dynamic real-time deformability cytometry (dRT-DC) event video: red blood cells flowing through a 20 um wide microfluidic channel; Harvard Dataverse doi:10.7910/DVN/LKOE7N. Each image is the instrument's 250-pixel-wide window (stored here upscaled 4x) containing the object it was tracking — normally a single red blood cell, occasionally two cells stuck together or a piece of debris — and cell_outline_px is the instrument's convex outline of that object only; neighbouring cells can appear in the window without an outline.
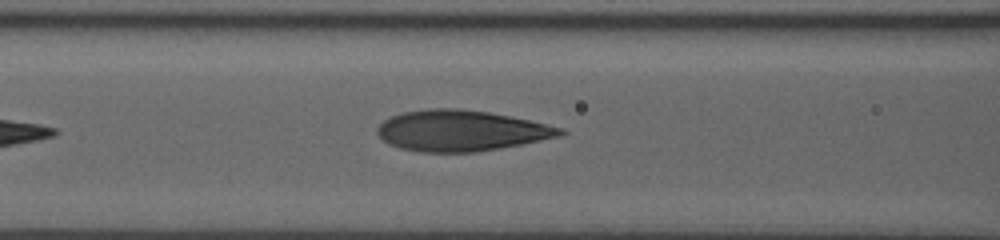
{"species": "human", "species_latin": "Homo sapiens", "temperature_condition": "room temperature", "stored_images_in_passage": 24, "camera_frame_rate_fps": 3000, "um_per_image_px": 0.085, "donor": {"sex": "male"}, "frame": {"image": 1, "passage_image": 7, "time_ms": 2.0, "image_size_px": [1000, 240], "cell_outline_px": [[568, 132], [560, 136], [500, 148], [476, 152], [420, 152], [400, 148], [388, 144], [376, 132], [376, 128], [384, 120], [392, 116], [404, 112], [428, 108], [460, 108], [488, 112], [528, 120], [564, 128]], "centroid_in_image_um": [39.17, 11.11], "position_along_channel_um": 127.4, "area_um2": 43.41}}
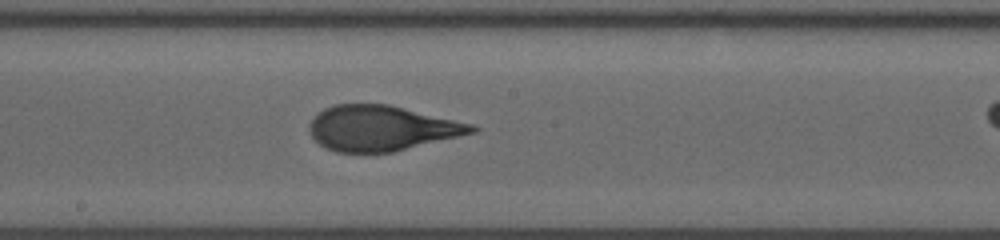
{"frame": {"image": 2, "passage_image": 14, "time_ms": 4.333, "image_size_px": [1000, 240], "cell_outline_px": [[480, 128], [476, 132], [392, 152], [336, 152], [324, 148], [308, 132], [308, 124], [324, 108], [332, 104], [388, 104], [472, 124]], "centroid_in_image_um": [32.39, 10.89], "position_along_channel_um": 215.8, "area_um2": 42.54}}
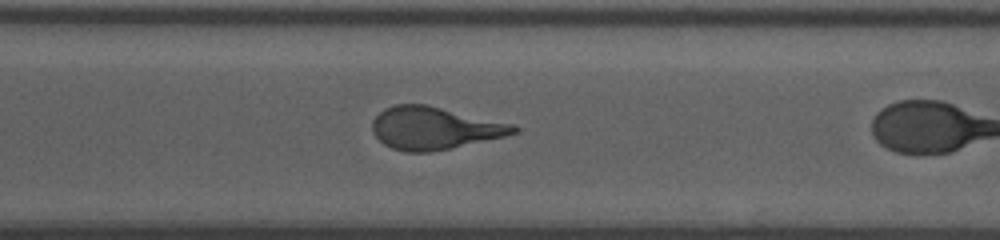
{"frame": {"image": 3, "passage_image": 20, "time_ms": 6.333, "image_size_px": [1000, 240], "cell_outline_px": [[520, 128], [516, 132], [504, 136], [432, 152], [404, 152], [392, 148], [384, 144], [372, 132], [372, 120], [384, 108], [396, 104], [428, 104], [512, 124]], "centroid_in_image_um": [36.87, 10.88], "position_along_channel_um": 333.7, "area_um2": 34.85}}